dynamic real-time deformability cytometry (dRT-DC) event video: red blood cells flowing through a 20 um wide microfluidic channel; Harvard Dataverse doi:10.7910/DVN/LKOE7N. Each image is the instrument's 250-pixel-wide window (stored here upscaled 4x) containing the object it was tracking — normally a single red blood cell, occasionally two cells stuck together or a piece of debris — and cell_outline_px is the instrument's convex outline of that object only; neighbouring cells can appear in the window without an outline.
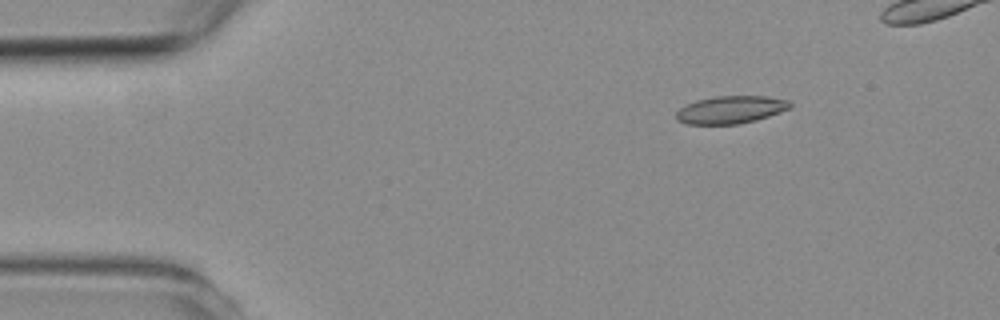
{"species": "common noctule bat (a hibernating species)", "species_latin": "Nyctalus noctula", "temperature_condition": "room temperature", "stored_images_in_passage": 5, "camera_frame_rate_fps": 3000, "um_per_image_px": 0.085, "animal": {"sex": "female", "body_mass_g": 19.3, "forearm_length_mm": 54.1}, "frame": {"image": 1, "passage_image": 2, "time_ms": 1.0, "image_size_px": [1000, 320], "cell_outline_px": [[792, 108], [756, 120], [740, 124], [684, 124], [676, 120], [676, 112], [680, 108], [696, 100], [716, 96], [768, 96], [788, 100], [792, 104]], "centroid_in_image_um": [62.12, 9.33], "position_along_channel_um": 22.9, "area_um2": 18.44}}